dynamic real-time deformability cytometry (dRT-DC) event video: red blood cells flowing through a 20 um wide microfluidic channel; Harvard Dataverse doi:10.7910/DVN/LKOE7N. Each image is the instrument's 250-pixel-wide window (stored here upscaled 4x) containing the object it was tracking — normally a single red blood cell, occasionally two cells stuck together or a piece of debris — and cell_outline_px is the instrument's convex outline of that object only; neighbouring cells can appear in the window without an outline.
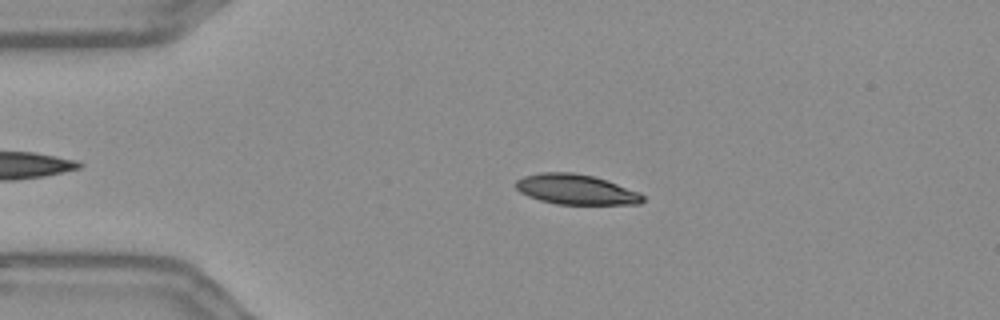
{"species": "Egyptian fruit bat (a non-hibernating species)", "species_latin": "Rousettus aegyptiacus", "temperature_condition": "warm", "stored_images_in_passage": 48, "camera_frame_rate_fps": 3000, "um_per_image_px": 0.085, "frame": {"image": 1, "passage_image": 11, "time_ms": 3.333, "image_size_px": [1000, 320], "cell_outline_px": [[644, 200], [640, 204], [556, 204], [540, 200], [528, 196], [520, 192], [516, 188], [516, 180], [524, 176], [540, 172], [572, 172], [592, 176], [608, 180], [640, 192], [644, 196]], "centroid_in_image_um": [48.97, 16.1], "position_along_channel_um": 36.0, "area_um2": 22.37}}
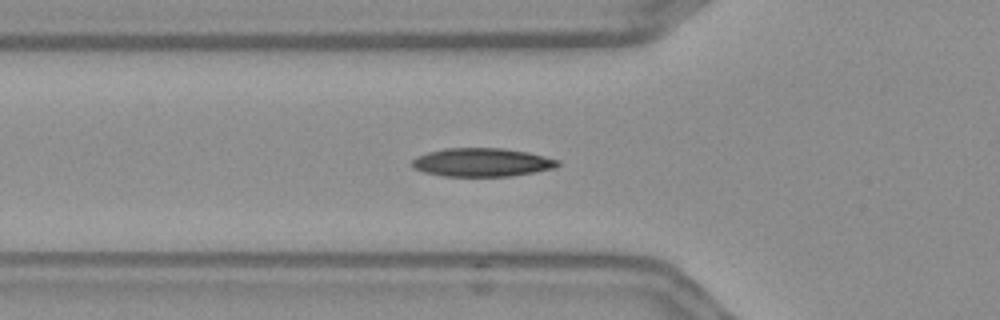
{"frame": {"image": 2, "passage_image": 18, "time_ms": 5.667, "image_size_px": [1000, 320], "cell_outline_px": [[560, 164], [556, 168], [536, 172], [512, 176], [444, 176], [424, 172], [412, 168], [412, 160], [416, 156], [428, 152], [448, 148], [504, 148], [528, 152], [560, 160]], "centroid_in_image_um": [40.99, 13.8], "position_along_channel_um": 84.8, "area_um2": 24.33}}
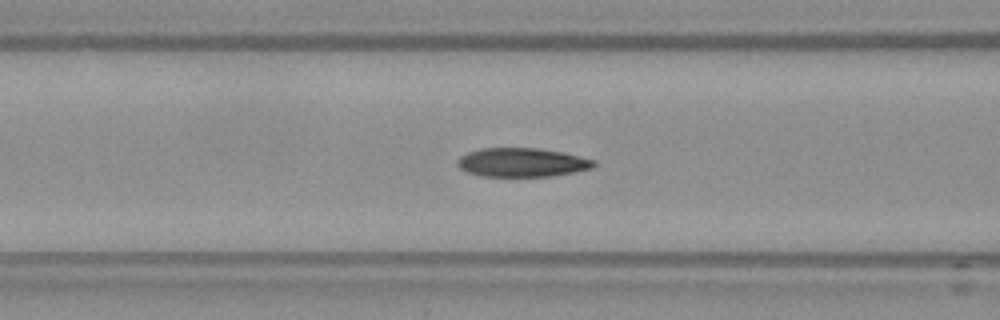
{"frame": {"image": 3, "passage_image": 21, "time_ms": 6.667, "image_size_px": [1000, 320], "cell_outline_px": [[596, 164], [592, 168], [576, 172], [552, 176], [480, 176], [468, 172], [460, 168], [456, 164], [456, 160], [460, 156], [468, 152], [480, 148], [540, 148], [560, 152], [596, 160]], "centroid_in_image_um": [44.36, 13.8], "position_along_channel_um": 122.2, "area_um2": 23.0}, "authors_computed_cell_mechanics": {"area_um2": 23.4957, "velocity_mm_per_s": 3.6631, "shape_relaxation_time_tau1_ms": 10.439, "shape_relaxation_time_tau2_ms": 2.5848, "deformation_change_tau1": 0.2734, "deformation_change_tau2": 0.0791}}